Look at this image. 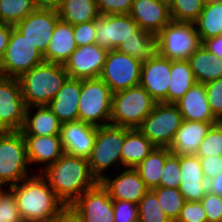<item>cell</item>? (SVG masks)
I'll use <instances>...</instances> for the list:
<instances>
[{"instance_id": "obj_1", "label": "cell", "mask_w": 222, "mask_h": 222, "mask_svg": "<svg viewBox=\"0 0 222 222\" xmlns=\"http://www.w3.org/2000/svg\"><path fill=\"white\" fill-rule=\"evenodd\" d=\"M40 174L65 205H71L98 183L90 171L88 159L66 153Z\"/></svg>"}, {"instance_id": "obj_2", "label": "cell", "mask_w": 222, "mask_h": 222, "mask_svg": "<svg viewBox=\"0 0 222 222\" xmlns=\"http://www.w3.org/2000/svg\"><path fill=\"white\" fill-rule=\"evenodd\" d=\"M8 189L24 222H50L65 205L38 172Z\"/></svg>"}, {"instance_id": "obj_3", "label": "cell", "mask_w": 222, "mask_h": 222, "mask_svg": "<svg viewBox=\"0 0 222 222\" xmlns=\"http://www.w3.org/2000/svg\"><path fill=\"white\" fill-rule=\"evenodd\" d=\"M69 78L63 64L43 62L20 78L26 107L48 105Z\"/></svg>"}, {"instance_id": "obj_4", "label": "cell", "mask_w": 222, "mask_h": 222, "mask_svg": "<svg viewBox=\"0 0 222 222\" xmlns=\"http://www.w3.org/2000/svg\"><path fill=\"white\" fill-rule=\"evenodd\" d=\"M124 139L125 127L112 124L96 127V139L88 163L98 182L112 171L122 169L121 149Z\"/></svg>"}, {"instance_id": "obj_5", "label": "cell", "mask_w": 222, "mask_h": 222, "mask_svg": "<svg viewBox=\"0 0 222 222\" xmlns=\"http://www.w3.org/2000/svg\"><path fill=\"white\" fill-rule=\"evenodd\" d=\"M31 171L23 133L21 131L1 133L0 184L10 188L35 173Z\"/></svg>"}, {"instance_id": "obj_6", "label": "cell", "mask_w": 222, "mask_h": 222, "mask_svg": "<svg viewBox=\"0 0 222 222\" xmlns=\"http://www.w3.org/2000/svg\"><path fill=\"white\" fill-rule=\"evenodd\" d=\"M157 102L139 84L113 93L110 124L138 128Z\"/></svg>"}, {"instance_id": "obj_7", "label": "cell", "mask_w": 222, "mask_h": 222, "mask_svg": "<svg viewBox=\"0 0 222 222\" xmlns=\"http://www.w3.org/2000/svg\"><path fill=\"white\" fill-rule=\"evenodd\" d=\"M113 92L100 78L81 80L78 120L96 127L110 124Z\"/></svg>"}, {"instance_id": "obj_8", "label": "cell", "mask_w": 222, "mask_h": 222, "mask_svg": "<svg viewBox=\"0 0 222 222\" xmlns=\"http://www.w3.org/2000/svg\"><path fill=\"white\" fill-rule=\"evenodd\" d=\"M156 37L158 54L171 61L188 60L203 44L192 22L171 20Z\"/></svg>"}, {"instance_id": "obj_9", "label": "cell", "mask_w": 222, "mask_h": 222, "mask_svg": "<svg viewBox=\"0 0 222 222\" xmlns=\"http://www.w3.org/2000/svg\"><path fill=\"white\" fill-rule=\"evenodd\" d=\"M183 122L176 104L156 103L150 114L137 128L155 147L170 148Z\"/></svg>"}, {"instance_id": "obj_10", "label": "cell", "mask_w": 222, "mask_h": 222, "mask_svg": "<svg viewBox=\"0 0 222 222\" xmlns=\"http://www.w3.org/2000/svg\"><path fill=\"white\" fill-rule=\"evenodd\" d=\"M43 62V55L35 45L13 27L7 49L0 60V75L19 79L24 73Z\"/></svg>"}, {"instance_id": "obj_11", "label": "cell", "mask_w": 222, "mask_h": 222, "mask_svg": "<svg viewBox=\"0 0 222 222\" xmlns=\"http://www.w3.org/2000/svg\"><path fill=\"white\" fill-rule=\"evenodd\" d=\"M142 62L117 50H109L99 76L115 93L140 84Z\"/></svg>"}, {"instance_id": "obj_12", "label": "cell", "mask_w": 222, "mask_h": 222, "mask_svg": "<svg viewBox=\"0 0 222 222\" xmlns=\"http://www.w3.org/2000/svg\"><path fill=\"white\" fill-rule=\"evenodd\" d=\"M25 110L19 79L0 75V124L7 131H21Z\"/></svg>"}, {"instance_id": "obj_13", "label": "cell", "mask_w": 222, "mask_h": 222, "mask_svg": "<svg viewBox=\"0 0 222 222\" xmlns=\"http://www.w3.org/2000/svg\"><path fill=\"white\" fill-rule=\"evenodd\" d=\"M139 29L136 21L129 14L100 15L95 20V44L109 50L131 37Z\"/></svg>"}, {"instance_id": "obj_14", "label": "cell", "mask_w": 222, "mask_h": 222, "mask_svg": "<svg viewBox=\"0 0 222 222\" xmlns=\"http://www.w3.org/2000/svg\"><path fill=\"white\" fill-rule=\"evenodd\" d=\"M107 53V49L97 44L77 47L64 64L69 78L81 80L99 78Z\"/></svg>"}, {"instance_id": "obj_15", "label": "cell", "mask_w": 222, "mask_h": 222, "mask_svg": "<svg viewBox=\"0 0 222 222\" xmlns=\"http://www.w3.org/2000/svg\"><path fill=\"white\" fill-rule=\"evenodd\" d=\"M58 20L57 11L35 10L14 27L44 55Z\"/></svg>"}, {"instance_id": "obj_16", "label": "cell", "mask_w": 222, "mask_h": 222, "mask_svg": "<svg viewBox=\"0 0 222 222\" xmlns=\"http://www.w3.org/2000/svg\"><path fill=\"white\" fill-rule=\"evenodd\" d=\"M101 185L113 200H125L138 204L149 190L134 168H122L106 175Z\"/></svg>"}, {"instance_id": "obj_17", "label": "cell", "mask_w": 222, "mask_h": 222, "mask_svg": "<svg viewBox=\"0 0 222 222\" xmlns=\"http://www.w3.org/2000/svg\"><path fill=\"white\" fill-rule=\"evenodd\" d=\"M85 222H114L113 199L98 182L71 204Z\"/></svg>"}, {"instance_id": "obj_18", "label": "cell", "mask_w": 222, "mask_h": 222, "mask_svg": "<svg viewBox=\"0 0 222 222\" xmlns=\"http://www.w3.org/2000/svg\"><path fill=\"white\" fill-rule=\"evenodd\" d=\"M170 73L171 60L159 54L142 63L140 85L157 103H167Z\"/></svg>"}, {"instance_id": "obj_19", "label": "cell", "mask_w": 222, "mask_h": 222, "mask_svg": "<svg viewBox=\"0 0 222 222\" xmlns=\"http://www.w3.org/2000/svg\"><path fill=\"white\" fill-rule=\"evenodd\" d=\"M60 137L64 153L88 159L96 139V126L80 120L65 122Z\"/></svg>"}, {"instance_id": "obj_20", "label": "cell", "mask_w": 222, "mask_h": 222, "mask_svg": "<svg viewBox=\"0 0 222 222\" xmlns=\"http://www.w3.org/2000/svg\"><path fill=\"white\" fill-rule=\"evenodd\" d=\"M23 137L26 143L27 158L30 167L31 169H36V173L37 170L38 173L42 172L47 166L56 162L64 154L60 135H23ZM33 166L34 168H32Z\"/></svg>"}, {"instance_id": "obj_21", "label": "cell", "mask_w": 222, "mask_h": 222, "mask_svg": "<svg viewBox=\"0 0 222 222\" xmlns=\"http://www.w3.org/2000/svg\"><path fill=\"white\" fill-rule=\"evenodd\" d=\"M129 15L140 29L155 36L172 20L169 5L159 0H134Z\"/></svg>"}, {"instance_id": "obj_22", "label": "cell", "mask_w": 222, "mask_h": 222, "mask_svg": "<svg viewBox=\"0 0 222 222\" xmlns=\"http://www.w3.org/2000/svg\"><path fill=\"white\" fill-rule=\"evenodd\" d=\"M180 174L179 190L185 201L200 202L208 188L199 157L196 155L180 156Z\"/></svg>"}, {"instance_id": "obj_23", "label": "cell", "mask_w": 222, "mask_h": 222, "mask_svg": "<svg viewBox=\"0 0 222 222\" xmlns=\"http://www.w3.org/2000/svg\"><path fill=\"white\" fill-rule=\"evenodd\" d=\"M183 117V120L218 123L220 122L212 113L207 100L205 84L196 82L175 103Z\"/></svg>"}, {"instance_id": "obj_24", "label": "cell", "mask_w": 222, "mask_h": 222, "mask_svg": "<svg viewBox=\"0 0 222 222\" xmlns=\"http://www.w3.org/2000/svg\"><path fill=\"white\" fill-rule=\"evenodd\" d=\"M217 123L183 120L170 145L176 155H196L199 146L213 125Z\"/></svg>"}, {"instance_id": "obj_25", "label": "cell", "mask_w": 222, "mask_h": 222, "mask_svg": "<svg viewBox=\"0 0 222 222\" xmlns=\"http://www.w3.org/2000/svg\"><path fill=\"white\" fill-rule=\"evenodd\" d=\"M62 122L48 105L26 107L23 135L49 136L60 135Z\"/></svg>"}, {"instance_id": "obj_26", "label": "cell", "mask_w": 222, "mask_h": 222, "mask_svg": "<svg viewBox=\"0 0 222 222\" xmlns=\"http://www.w3.org/2000/svg\"><path fill=\"white\" fill-rule=\"evenodd\" d=\"M80 94L81 79L68 78L48 106L62 123L77 121Z\"/></svg>"}, {"instance_id": "obj_27", "label": "cell", "mask_w": 222, "mask_h": 222, "mask_svg": "<svg viewBox=\"0 0 222 222\" xmlns=\"http://www.w3.org/2000/svg\"><path fill=\"white\" fill-rule=\"evenodd\" d=\"M77 49L73 25L59 19L54 28L48 48L43 55L44 62L65 64Z\"/></svg>"}, {"instance_id": "obj_28", "label": "cell", "mask_w": 222, "mask_h": 222, "mask_svg": "<svg viewBox=\"0 0 222 222\" xmlns=\"http://www.w3.org/2000/svg\"><path fill=\"white\" fill-rule=\"evenodd\" d=\"M154 148L137 128L125 127V139L121 149L122 168H135Z\"/></svg>"}, {"instance_id": "obj_29", "label": "cell", "mask_w": 222, "mask_h": 222, "mask_svg": "<svg viewBox=\"0 0 222 222\" xmlns=\"http://www.w3.org/2000/svg\"><path fill=\"white\" fill-rule=\"evenodd\" d=\"M196 82L206 84L222 78V59L203 44L188 59Z\"/></svg>"}, {"instance_id": "obj_30", "label": "cell", "mask_w": 222, "mask_h": 222, "mask_svg": "<svg viewBox=\"0 0 222 222\" xmlns=\"http://www.w3.org/2000/svg\"><path fill=\"white\" fill-rule=\"evenodd\" d=\"M116 50L143 63L158 54V40L155 35L139 28L135 37L123 41Z\"/></svg>"}, {"instance_id": "obj_31", "label": "cell", "mask_w": 222, "mask_h": 222, "mask_svg": "<svg viewBox=\"0 0 222 222\" xmlns=\"http://www.w3.org/2000/svg\"><path fill=\"white\" fill-rule=\"evenodd\" d=\"M196 83L188 60L171 61L167 103L175 104Z\"/></svg>"}, {"instance_id": "obj_32", "label": "cell", "mask_w": 222, "mask_h": 222, "mask_svg": "<svg viewBox=\"0 0 222 222\" xmlns=\"http://www.w3.org/2000/svg\"><path fill=\"white\" fill-rule=\"evenodd\" d=\"M57 12L59 19L71 25L88 23L100 16L96 0H63Z\"/></svg>"}, {"instance_id": "obj_33", "label": "cell", "mask_w": 222, "mask_h": 222, "mask_svg": "<svg viewBox=\"0 0 222 222\" xmlns=\"http://www.w3.org/2000/svg\"><path fill=\"white\" fill-rule=\"evenodd\" d=\"M170 153L169 148L155 147L152 152L134 168L148 189L160 187L162 170L166 157Z\"/></svg>"}, {"instance_id": "obj_34", "label": "cell", "mask_w": 222, "mask_h": 222, "mask_svg": "<svg viewBox=\"0 0 222 222\" xmlns=\"http://www.w3.org/2000/svg\"><path fill=\"white\" fill-rule=\"evenodd\" d=\"M202 43L222 34V0L206 4L195 22Z\"/></svg>"}, {"instance_id": "obj_35", "label": "cell", "mask_w": 222, "mask_h": 222, "mask_svg": "<svg viewBox=\"0 0 222 222\" xmlns=\"http://www.w3.org/2000/svg\"><path fill=\"white\" fill-rule=\"evenodd\" d=\"M35 10L33 0H0V23L15 26Z\"/></svg>"}, {"instance_id": "obj_36", "label": "cell", "mask_w": 222, "mask_h": 222, "mask_svg": "<svg viewBox=\"0 0 222 222\" xmlns=\"http://www.w3.org/2000/svg\"><path fill=\"white\" fill-rule=\"evenodd\" d=\"M157 196L159 204L172 222H176L185 201L179 188L156 187L152 189Z\"/></svg>"}, {"instance_id": "obj_37", "label": "cell", "mask_w": 222, "mask_h": 222, "mask_svg": "<svg viewBox=\"0 0 222 222\" xmlns=\"http://www.w3.org/2000/svg\"><path fill=\"white\" fill-rule=\"evenodd\" d=\"M138 222H172L161 208L156 193L149 189L137 204Z\"/></svg>"}, {"instance_id": "obj_38", "label": "cell", "mask_w": 222, "mask_h": 222, "mask_svg": "<svg viewBox=\"0 0 222 222\" xmlns=\"http://www.w3.org/2000/svg\"><path fill=\"white\" fill-rule=\"evenodd\" d=\"M203 7L201 0H173L169 5L171 19L195 23Z\"/></svg>"}, {"instance_id": "obj_39", "label": "cell", "mask_w": 222, "mask_h": 222, "mask_svg": "<svg viewBox=\"0 0 222 222\" xmlns=\"http://www.w3.org/2000/svg\"><path fill=\"white\" fill-rule=\"evenodd\" d=\"M212 155H222V122H218L211 127L196 153L198 157Z\"/></svg>"}, {"instance_id": "obj_40", "label": "cell", "mask_w": 222, "mask_h": 222, "mask_svg": "<svg viewBox=\"0 0 222 222\" xmlns=\"http://www.w3.org/2000/svg\"><path fill=\"white\" fill-rule=\"evenodd\" d=\"M180 156L170 153L166 157V161L160 177V186L167 188L180 187Z\"/></svg>"}, {"instance_id": "obj_41", "label": "cell", "mask_w": 222, "mask_h": 222, "mask_svg": "<svg viewBox=\"0 0 222 222\" xmlns=\"http://www.w3.org/2000/svg\"><path fill=\"white\" fill-rule=\"evenodd\" d=\"M1 222H24L14 194L7 188L0 196Z\"/></svg>"}, {"instance_id": "obj_42", "label": "cell", "mask_w": 222, "mask_h": 222, "mask_svg": "<svg viewBox=\"0 0 222 222\" xmlns=\"http://www.w3.org/2000/svg\"><path fill=\"white\" fill-rule=\"evenodd\" d=\"M205 88L211 111L222 122V78L206 83Z\"/></svg>"}, {"instance_id": "obj_43", "label": "cell", "mask_w": 222, "mask_h": 222, "mask_svg": "<svg viewBox=\"0 0 222 222\" xmlns=\"http://www.w3.org/2000/svg\"><path fill=\"white\" fill-rule=\"evenodd\" d=\"M114 222H138V206L125 200H113Z\"/></svg>"}, {"instance_id": "obj_44", "label": "cell", "mask_w": 222, "mask_h": 222, "mask_svg": "<svg viewBox=\"0 0 222 222\" xmlns=\"http://www.w3.org/2000/svg\"><path fill=\"white\" fill-rule=\"evenodd\" d=\"M134 0H96L99 15L130 14Z\"/></svg>"}, {"instance_id": "obj_45", "label": "cell", "mask_w": 222, "mask_h": 222, "mask_svg": "<svg viewBox=\"0 0 222 222\" xmlns=\"http://www.w3.org/2000/svg\"><path fill=\"white\" fill-rule=\"evenodd\" d=\"M176 222H208L201 202L186 201Z\"/></svg>"}, {"instance_id": "obj_46", "label": "cell", "mask_w": 222, "mask_h": 222, "mask_svg": "<svg viewBox=\"0 0 222 222\" xmlns=\"http://www.w3.org/2000/svg\"><path fill=\"white\" fill-rule=\"evenodd\" d=\"M206 215L208 222H222V197L217 196L211 192L200 200Z\"/></svg>"}, {"instance_id": "obj_47", "label": "cell", "mask_w": 222, "mask_h": 222, "mask_svg": "<svg viewBox=\"0 0 222 222\" xmlns=\"http://www.w3.org/2000/svg\"><path fill=\"white\" fill-rule=\"evenodd\" d=\"M73 32L77 47L95 44V20L88 23H79L73 25Z\"/></svg>"}, {"instance_id": "obj_48", "label": "cell", "mask_w": 222, "mask_h": 222, "mask_svg": "<svg viewBox=\"0 0 222 222\" xmlns=\"http://www.w3.org/2000/svg\"><path fill=\"white\" fill-rule=\"evenodd\" d=\"M206 181L214 178L222 171V155L199 157Z\"/></svg>"}, {"instance_id": "obj_49", "label": "cell", "mask_w": 222, "mask_h": 222, "mask_svg": "<svg viewBox=\"0 0 222 222\" xmlns=\"http://www.w3.org/2000/svg\"><path fill=\"white\" fill-rule=\"evenodd\" d=\"M50 222H85L72 205H64Z\"/></svg>"}, {"instance_id": "obj_50", "label": "cell", "mask_w": 222, "mask_h": 222, "mask_svg": "<svg viewBox=\"0 0 222 222\" xmlns=\"http://www.w3.org/2000/svg\"><path fill=\"white\" fill-rule=\"evenodd\" d=\"M13 27L14 26L10 24L0 23V60L7 49Z\"/></svg>"}, {"instance_id": "obj_51", "label": "cell", "mask_w": 222, "mask_h": 222, "mask_svg": "<svg viewBox=\"0 0 222 222\" xmlns=\"http://www.w3.org/2000/svg\"><path fill=\"white\" fill-rule=\"evenodd\" d=\"M203 45L214 55L222 59V34L213 38L206 39Z\"/></svg>"}, {"instance_id": "obj_52", "label": "cell", "mask_w": 222, "mask_h": 222, "mask_svg": "<svg viewBox=\"0 0 222 222\" xmlns=\"http://www.w3.org/2000/svg\"><path fill=\"white\" fill-rule=\"evenodd\" d=\"M63 0H33L36 10L58 11Z\"/></svg>"}, {"instance_id": "obj_53", "label": "cell", "mask_w": 222, "mask_h": 222, "mask_svg": "<svg viewBox=\"0 0 222 222\" xmlns=\"http://www.w3.org/2000/svg\"><path fill=\"white\" fill-rule=\"evenodd\" d=\"M208 192L222 197V171L214 178L207 181Z\"/></svg>"}, {"instance_id": "obj_54", "label": "cell", "mask_w": 222, "mask_h": 222, "mask_svg": "<svg viewBox=\"0 0 222 222\" xmlns=\"http://www.w3.org/2000/svg\"><path fill=\"white\" fill-rule=\"evenodd\" d=\"M203 2L204 5L206 4H210V3H213V2H216L218 0H201Z\"/></svg>"}, {"instance_id": "obj_55", "label": "cell", "mask_w": 222, "mask_h": 222, "mask_svg": "<svg viewBox=\"0 0 222 222\" xmlns=\"http://www.w3.org/2000/svg\"><path fill=\"white\" fill-rule=\"evenodd\" d=\"M6 189H7V188H6L4 185L0 184V196L3 194V192H4Z\"/></svg>"}, {"instance_id": "obj_56", "label": "cell", "mask_w": 222, "mask_h": 222, "mask_svg": "<svg viewBox=\"0 0 222 222\" xmlns=\"http://www.w3.org/2000/svg\"><path fill=\"white\" fill-rule=\"evenodd\" d=\"M7 132V130L0 124V134Z\"/></svg>"}, {"instance_id": "obj_57", "label": "cell", "mask_w": 222, "mask_h": 222, "mask_svg": "<svg viewBox=\"0 0 222 222\" xmlns=\"http://www.w3.org/2000/svg\"><path fill=\"white\" fill-rule=\"evenodd\" d=\"M159 1L164 2V3L168 4V5H170L173 0H159Z\"/></svg>"}]
</instances>
